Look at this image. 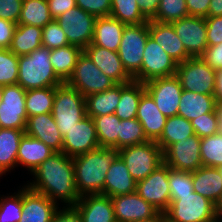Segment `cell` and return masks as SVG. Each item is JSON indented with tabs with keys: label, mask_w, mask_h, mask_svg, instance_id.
Returning a JSON list of instances; mask_svg holds the SVG:
<instances>
[{
	"label": "cell",
	"mask_w": 222,
	"mask_h": 222,
	"mask_svg": "<svg viewBox=\"0 0 222 222\" xmlns=\"http://www.w3.org/2000/svg\"><path fill=\"white\" fill-rule=\"evenodd\" d=\"M34 180L26 185L63 207L75 206L80 199L77 191L73 159L63 152H54L32 173ZM60 202V203H59Z\"/></svg>",
	"instance_id": "1"
},
{
	"label": "cell",
	"mask_w": 222,
	"mask_h": 222,
	"mask_svg": "<svg viewBox=\"0 0 222 222\" xmlns=\"http://www.w3.org/2000/svg\"><path fill=\"white\" fill-rule=\"evenodd\" d=\"M117 156L118 150L99 147L72 158L76 187L80 196L102 194L107 171Z\"/></svg>",
	"instance_id": "2"
},
{
	"label": "cell",
	"mask_w": 222,
	"mask_h": 222,
	"mask_svg": "<svg viewBox=\"0 0 222 222\" xmlns=\"http://www.w3.org/2000/svg\"><path fill=\"white\" fill-rule=\"evenodd\" d=\"M51 49L41 46L28 55L18 56V82L25 90L55 87L63 82L50 62Z\"/></svg>",
	"instance_id": "3"
},
{
	"label": "cell",
	"mask_w": 222,
	"mask_h": 222,
	"mask_svg": "<svg viewBox=\"0 0 222 222\" xmlns=\"http://www.w3.org/2000/svg\"><path fill=\"white\" fill-rule=\"evenodd\" d=\"M52 115L64 136L77 122L87 116L85 97L66 82L55 86Z\"/></svg>",
	"instance_id": "4"
},
{
	"label": "cell",
	"mask_w": 222,
	"mask_h": 222,
	"mask_svg": "<svg viewBox=\"0 0 222 222\" xmlns=\"http://www.w3.org/2000/svg\"><path fill=\"white\" fill-rule=\"evenodd\" d=\"M118 155L137 182L145 179L164 163L163 150L156 141L123 147L118 150Z\"/></svg>",
	"instance_id": "5"
},
{
	"label": "cell",
	"mask_w": 222,
	"mask_h": 222,
	"mask_svg": "<svg viewBox=\"0 0 222 222\" xmlns=\"http://www.w3.org/2000/svg\"><path fill=\"white\" fill-rule=\"evenodd\" d=\"M165 214L167 222H211L216 219L215 204L194 191L170 201Z\"/></svg>",
	"instance_id": "6"
},
{
	"label": "cell",
	"mask_w": 222,
	"mask_h": 222,
	"mask_svg": "<svg viewBox=\"0 0 222 222\" xmlns=\"http://www.w3.org/2000/svg\"><path fill=\"white\" fill-rule=\"evenodd\" d=\"M216 73L201 57L177 64L176 76L183 90L214 95Z\"/></svg>",
	"instance_id": "7"
},
{
	"label": "cell",
	"mask_w": 222,
	"mask_h": 222,
	"mask_svg": "<svg viewBox=\"0 0 222 222\" xmlns=\"http://www.w3.org/2000/svg\"><path fill=\"white\" fill-rule=\"evenodd\" d=\"M149 36V21L124 27L118 55L126 71L134 77L140 70L144 48Z\"/></svg>",
	"instance_id": "8"
},
{
	"label": "cell",
	"mask_w": 222,
	"mask_h": 222,
	"mask_svg": "<svg viewBox=\"0 0 222 222\" xmlns=\"http://www.w3.org/2000/svg\"><path fill=\"white\" fill-rule=\"evenodd\" d=\"M84 97L113 88L117 83L106 76L83 51L68 81Z\"/></svg>",
	"instance_id": "9"
},
{
	"label": "cell",
	"mask_w": 222,
	"mask_h": 222,
	"mask_svg": "<svg viewBox=\"0 0 222 222\" xmlns=\"http://www.w3.org/2000/svg\"><path fill=\"white\" fill-rule=\"evenodd\" d=\"M141 70L133 77L146 83L153 79L176 75L177 62L149 35L143 53Z\"/></svg>",
	"instance_id": "10"
},
{
	"label": "cell",
	"mask_w": 222,
	"mask_h": 222,
	"mask_svg": "<svg viewBox=\"0 0 222 222\" xmlns=\"http://www.w3.org/2000/svg\"><path fill=\"white\" fill-rule=\"evenodd\" d=\"M97 17L75 6L56 18L70 45L83 50L91 44Z\"/></svg>",
	"instance_id": "11"
},
{
	"label": "cell",
	"mask_w": 222,
	"mask_h": 222,
	"mask_svg": "<svg viewBox=\"0 0 222 222\" xmlns=\"http://www.w3.org/2000/svg\"><path fill=\"white\" fill-rule=\"evenodd\" d=\"M26 90L18 84L2 86L0 93L1 128L25 130L27 113Z\"/></svg>",
	"instance_id": "12"
},
{
	"label": "cell",
	"mask_w": 222,
	"mask_h": 222,
	"mask_svg": "<svg viewBox=\"0 0 222 222\" xmlns=\"http://www.w3.org/2000/svg\"><path fill=\"white\" fill-rule=\"evenodd\" d=\"M201 138L194 134L171 144L164 152V163L170 168L193 172L202 167L200 154Z\"/></svg>",
	"instance_id": "13"
},
{
	"label": "cell",
	"mask_w": 222,
	"mask_h": 222,
	"mask_svg": "<svg viewBox=\"0 0 222 222\" xmlns=\"http://www.w3.org/2000/svg\"><path fill=\"white\" fill-rule=\"evenodd\" d=\"M136 192L158 211L165 212L170 205L168 165L161 164L145 179L138 181Z\"/></svg>",
	"instance_id": "14"
},
{
	"label": "cell",
	"mask_w": 222,
	"mask_h": 222,
	"mask_svg": "<svg viewBox=\"0 0 222 222\" xmlns=\"http://www.w3.org/2000/svg\"><path fill=\"white\" fill-rule=\"evenodd\" d=\"M144 86L164 116H177L183 89L176 75L153 79Z\"/></svg>",
	"instance_id": "15"
},
{
	"label": "cell",
	"mask_w": 222,
	"mask_h": 222,
	"mask_svg": "<svg viewBox=\"0 0 222 222\" xmlns=\"http://www.w3.org/2000/svg\"><path fill=\"white\" fill-rule=\"evenodd\" d=\"M99 147L95 123L90 116H86L77 122L63 136L62 152L71 158Z\"/></svg>",
	"instance_id": "16"
},
{
	"label": "cell",
	"mask_w": 222,
	"mask_h": 222,
	"mask_svg": "<svg viewBox=\"0 0 222 222\" xmlns=\"http://www.w3.org/2000/svg\"><path fill=\"white\" fill-rule=\"evenodd\" d=\"M172 25L188 55L201 57L208 47L205 18L187 16L172 22Z\"/></svg>",
	"instance_id": "17"
},
{
	"label": "cell",
	"mask_w": 222,
	"mask_h": 222,
	"mask_svg": "<svg viewBox=\"0 0 222 222\" xmlns=\"http://www.w3.org/2000/svg\"><path fill=\"white\" fill-rule=\"evenodd\" d=\"M111 199L117 222H140L153 218L160 212L136 191L111 197Z\"/></svg>",
	"instance_id": "18"
},
{
	"label": "cell",
	"mask_w": 222,
	"mask_h": 222,
	"mask_svg": "<svg viewBox=\"0 0 222 222\" xmlns=\"http://www.w3.org/2000/svg\"><path fill=\"white\" fill-rule=\"evenodd\" d=\"M59 206L46 195L22 186V215L19 222H51Z\"/></svg>",
	"instance_id": "19"
},
{
	"label": "cell",
	"mask_w": 222,
	"mask_h": 222,
	"mask_svg": "<svg viewBox=\"0 0 222 222\" xmlns=\"http://www.w3.org/2000/svg\"><path fill=\"white\" fill-rule=\"evenodd\" d=\"M83 51L106 76L113 79L117 84L128 83L134 80L124 68L118 52L98 45H88Z\"/></svg>",
	"instance_id": "20"
},
{
	"label": "cell",
	"mask_w": 222,
	"mask_h": 222,
	"mask_svg": "<svg viewBox=\"0 0 222 222\" xmlns=\"http://www.w3.org/2000/svg\"><path fill=\"white\" fill-rule=\"evenodd\" d=\"M25 134L42 141L55 152H62L63 136L58 129L52 113L28 117Z\"/></svg>",
	"instance_id": "21"
},
{
	"label": "cell",
	"mask_w": 222,
	"mask_h": 222,
	"mask_svg": "<svg viewBox=\"0 0 222 222\" xmlns=\"http://www.w3.org/2000/svg\"><path fill=\"white\" fill-rule=\"evenodd\" d=\"M83 222H117L111 197L104 194L81 196L74 206Z\"/></svg>",
	"instance_id": "22"
},
{
	"label": "cell",
	"mask_w": 222,
	"mask_h": 222,
	"mask_svg": "<svg viewBox=\"0 0 222 222\" xmlns=\"http://www.w3.org/2000/svg\"><path fill=\"white\" fill-rule=\"evenodd\" d=\"M136 118L149 141H157L161 137L167 117L161 113L147 91L140 98Z\"/></svg>",
	"instance_id": "23"
},
{
	"label": "cell",
	"mask_w": 222,
	"mask_h": 222,
	"mask_svg": "<svg viewBox=\"0 0 222 222\" xmlns=\"http://www.w3.org/2000/svg\"><path fill=\"white\" fill-rule=\"evenodd\" d=\"M137 181L130 175L126 164L118 155L110 165L102 194L109 197L129 194L136 191Z\"/></svg>",
	"instance_id": "24"
},
{
	"label": "cell",
	"mask_w": 222,
	"mask_h": 222,
	"mask_svg": "<svg viewBox=\"0 0 222 222\" xmlns=\"http://www.w3.org/2000/svg\"><path fill=\"white\" fill-rule=\"evenodd\" d=\"M149 35L170 55L177 63L191 58L178 38L172 23L149 21Z\"/></svg>",
	"instance_id": "25"
},
{
	"label": "cell",
	"mask_w": 222,
	"mask_h": 222,
	"mask_svg": "<svg viewBox=\"0 0 222 222\" xmlns=\"http://www.w3.org/2000/svg\"><path fill=\"white\" fill-rule=\"evenodd\" d=\"M54 152L42 141L24 134L18 148L17 167L21 165L31 174Z\"/></svg>",
	"instance_id": "26"
},
{
	"label": "cell",
	"mask_w": 222,
	"mask_h": 222,
	"mask_svg": "<svg viewBox=\"0 0 222 222\" xmlns=\"http://www.w3.org/2000/svg\"><path fill=\"white\" fill-rule=\"evenodd\" d=\"M194 192L209 199L214 204L222 196V174L220 168L202 166L192 172Z\"/></svg>",
	"instance_id": "27"
},
{
	"label": "cell",
	"mask_w": 222,
	"mask_h": 222,
	"mask_svg": "<svg viewBox=\"0 0 222 222\" xmlns=\"http://www.w3.org/2000/svg\"><path fill=\"white\" fill-rule=\"evenodd\" d=\"M124 27L123 23L111 16L97 17L90 45L118 52Z\"/></svg>",
	"instance_id": "28"
},
{
	"label": "cell",
	"mask_w": 222,
	"mask_h": 222,
	"mask_svg": "<svg viewBox=\"0 0 222 222\" xmlns=\"http://www.w3.org/2000/svg\"><path fill=\"white\" fill-rule=\"evenodd\" d=\"M216 108L214 95L183 90L177 115L191 121L202 114L215 111Z\"/></svg>",
	"instance_id": "29"
},
{
	"label": "cell",
	"mask_w": 222,
	"mask_h": 222,
	"mask_svg": "<svg viewBox=\"0 0 222 222\" xmlns=\"http://www.w3.org/2000/svg\"><path fill=\"white\" fill-rule=\"evenodd\" d=\"M25 130L0 129V177L17 167L20 140Z\"/></svg>",
	"instance_id": "30"
},
{
	"label": "cell",
	"mask_w": 222,
	"mask_h": 222,
	"mask_svg": "<svg viewBox=\"0 0 222 222\" xmlns=\"http://www.w3.org/2000/svg\"><path fill=\"white\" fill-rule=\"evenodd\" d=\"M145 91L144 83L139 81L120 84V99L114 114L120 120L136 118L138 104Z\"/></svg>",
	"instance_id": "31"
},
{
	"label": "cell",
	"mask_w": 222,
	"mask_h": 222,
	"mask_svg": "<svg viewBox=\"0 0 222 222\" xmlns=\"http://www.w3.org/2000/svg\"><path fill=\"white\" fill-rule=\"evenodd\" d=\"M42 46V28L17 24L9 50L17 56L28 55Z\"/></svg>",
	"instance_id": "32"
},
{
	"label": "cell",
	"mask_w": 222,
	"mask_h": 222,
	"mask_svg": "<svg viewBox=\"0 0 222 222\" xmlns=\"http://www.w3.org/2000/svg\"><path fill=\"white\" fill-rule=\"evenodd\" d=\"M120 99V84L85 97L86 115L92 118L114 114Z\"/></svg>",
	"instance_id": "33"
},
{
	"label": "cell",
	"mask_w": 222,
	"mask_h": 222,
	"mask_svg": "<svg viewBox=\"0 0 222 222\" xmlns=\"http://www.w3.org/2000/svg\"><path fill=\"white\" fill-rule=\"evenodd\" d=\"M82 52L83 49L76 45L51 49L50 62L54 72L62 82L68 81Z\"/></svg>",
	"instance_id": "34"
},
{
	"label": "cell",
	"mask_w": 222,
	"mask_h": 222,
	"mask_svg": "<svg viewBox=\"0 0 222 222\" xmlns=\"http://www.w3.org/2000/svg\"><path fill=\"white\" fill-rule=\"evenodd\" d=\"M194 129L191 122L181 116L168 117L161 137L156 143L163 152L173 143L194 135Z\"/></svg>",
	"instance_id": "35"
},
{
	"label": "cell",
	"mask_w": 222,
	"mask_h": 222,
	"mask_svg": "<svg viewBox=\"0 0 222 222\" xmlns=\"http://www.w3.org/2000/svg\"><path fill=\"white\" fill-rule=\"evenodd\" d=\"M52 20L47 0H23L18 24L43 28Z\"/></svg>",
	"instance_id": "36"
},
{
	"label": "cell",
	"mask_w": 222,
	"mask_h": 222,
	"mask_svg": "<svg viewBox=\"0 0 222 222\" xmlns=\"http://www.w3.org/2000/svg\"><path fill=\"white\" fill-rule=\"evenodd\" d=\"M55 87L26 90L25 106L28 117L52 113Z\"/></svg>",
	"instance_id": "37"
},
{
	"label": "cell",
	"mask_w": 222,
	"mask_h": 222,
	"mask_svg": "<svg viewBox=\"0 0 222 222\" xmlns=\"http://www.w3.org/2000/svg\"><path fill=\"white\" fill-rule=\"evenodd\" d=\"M100 147L118 150L120 119L115 114L93 118Z\"/></svg>",
	"instance_id": "38"
},
{
	"label": "cell",
	"mask_w": 222,
	"mask_h": 222,
	"mask_svg": "<svg viewBox=\"0 0 222 222\" xmlns=\"http://www.w3.org/2000/svg\"><path fill=\"white\" fill-rule=\"evenodd\" d=\"M110 16L125 26L148 22L141 14L137 0H111Z\"/></svg>",
	"instance_id": "39"
},
{
	"label": "cell",
	"mask_w": 222,
	"mask_h": 222,
	"mask_svg": "<svg viewBox=\"0 0 222 222\" xmlns=\"http://www.w3.org/2000/svg\"><path fill=\"white\" fill-rule=\"evenodd\" d=\"M202 166L222 167V132L201 138Z\"/></svg>",
	"instance_id": "40"
},
{
	"label": "cell",
	"mask_w": 222,
	"mask_h": 222,
	"mask_svg": "<svg viewBox=\"0 0 222 222\" xmlns=\"http://www.w3.org/2000/svg\"><path fill=\"white\" fill-rule=\"evenodd\" d=\"M149 141L144 134L143 127L137 118L120 120L118 132V150L123 147L141 144Z\"/></svg>",
	"instance_id": "41"
},
{
	"label": "cell",
	"mask_w": 222,
	"mask_h": 222,
	"mask_svg": "<svg viewBox=\"0 0 222 222\" xmlns=\"http://www.w3.org/2000/svg\"><path fill=\"white\" fill-rule=\"evenodd\" d=\"M189 16L185 0H160L153 21L172 23Z\"/></svg>",
	"instance_id": "42"
},
{
	"label": "cell",
	"mask_w": 222,
	"mask_h": 222,
	"mask_svg": "<svg viewBox=\"0 0 222 222\" xmlns=\"http://www.w3.org/2000/svg\"><path fill=\"white\" fill-rule=\"evenodd\" d=\"M168 182L170 201H175L179 195L191 194L193 190L192 172L179 171L168 166Z\"/></svg>",
	"instance_id": "43"
},
{
	"label": "cell",
	"mask_w": 222,
	"mask_h": 222,
	"mask_svg": "<svg viewBox=\"0 0 222 222\" xmlns=\"http://www.w3.org/2000/svg\"><path fill=\"white\" fill-rule=\"evenodd\" d=\"M12 195H0V222H19L22 215V187Z\"/></svg>",
	"instance_id": "44"
},
{
	"label": "cell",
	"mask_w": 222,
	"mask_h": 222,
	"mask_svg": "<svg viewBox=\"0 0 222 222\" xmlns=\"http://www.w3.org/2000/svg\"><path fill=\"white\" fill-rule=\"evenodd\" d=\"M18 82V56L9 49L0 48V86Z\"/></svg>",
	"instance_id": "45"
},
{
	"label": "cell",
	"mask_w": 222,
	"mask_h": 222,
	"mask_svg": "<svg viewBox=\"0 0 222 222\" xmlns=\"http://www.w3.org/2000/svg\"><path fill=\"white\" fill-rule=\"evenodd\" d=\"M66 45H70L65 32L60 27L56 19H53L50 23L46 24L42 28V46L55 49Z\"/></svg>",
	"instance_id": "46"
},
{
	"label": "cell",
	"mask_w": 222,
	"mask_h": 222,
	"mask_svg": "<svg viewBox=\"0 0 222 222\" xmlns=\"http://www.w3.org/2000/svg\"><path fill=\"white\" fill-rule=\"evenodd\" d=\"M190 122L195 134L200 138L208 137L221 131L219 128V118L216 110L202 114Z\"/></svg>",
	"instance_id": "47"
},
{
	"label": "cell",
	"mask_w": 222,
	"mask_h": 222,
	"mask_svg": "<svg viewBox=\"0 0 222 222\" xmlns=\"http://www.w3.org/2000/svg\"><path fill=\"white\" fill-rule=\"evenodd\" d=\"M76 6L96 17L110 16L111 0H76Z\"/></svg>",
	"instance_id": "48"
},
{
	"label": "cell",
	"mask_w": 222,
	"mask_h": 222,
	"mask_svg": "<svg viewBox=\"0 0 222 222\" xmlns=\"http://www.w3.org/2000/svg\"><path fill=\"white\" fill-rule=\"evenodd\" d=\"M23 0H0V18L18 24Z\"/></svg>",
	"instance_id": "49"
},
{
	"label": "cell",
	"mask_w": 222,
	"mask_h": 222,
	"mask_svg": "<svg viewBox=\"0 0 222 222\" xmlns=\"http://www.w3.org/2000/svg\"><path fill=\"white\" fill-rule=\"evenodd\" d=\"M207 27L208 46L217 45L222 42V16L205 18Z\"/></svg>",
	"instance_id": "50"
},
{
	"label": "cell",
	"mask_w": 222,
	"mask_h": 222,
	"mask_svg": "<svg viewBox=\"0 0 222 222\" xmlns=\"http://www.w3.org/2000/svg\"><path fill=\"white\" fill-rule=\"evenodd\" d=\"M201 58L215 71L222 69V42L208 46Z\"/></svg>",
	"instance_id": "51"
},
{
	"label": "cell",
	"mask_w": 222,
	"mask_h": 222,
	"mask_svg": "<svg viewBox=\"0 0 222 222\" xmlns=\"http://www.w3.org/2000/svg\"><path fill=\"white\" fill-rule=\"evenodd\" d=\"M62 208V209H61ZM51 222H83L74 206L59 207Z\"/></svg>",
	"instance_id": "52"
},
{
	"label": "cell",
	"mask_w": 222,
	"mask_h": 222,
	"mask_svg": "<svg viewBox=\"0 0 222 222\" xmlns=\"http://www.w3.org/2000/svg\"><path fill=\"white\" fill-rule=\"evenodd\" d=\"M17 24L0 18V48L9 49Z\"/></svg>",
	"instance_id": "53"
},
{
	"label": "cell",
	"mask_w": 222,
	"mask_h": 222,
	"mask_svg": "<svg viewBox=\"0 0 222 222\" xmlns=\"http://www.w3.org/2000/svg\"><path fill=\"white\" fill-rule=\"evenodd\" d=\"M189 16L207 18L210 0H185Z\"/></svg>",
	"instance_id": "54"
},
{
	"label": "cell",
	"mask_w": 222,
	"mask_h": 222,
	"mask_svg": "<svg viewBox=\"0 0 222 222\" xmlns=\"http://www.w3.org/2000/svg\"><path fill=\"white\" fill-rule=\"evenodd\" d=\"M47 2L53 19L76 6V0H47Z\"/></svg>",
	"instance_id": "55"
},
{
	"label": "cell",
	"mask_w": 222,
	"mask_h": 222,
	"mask_svg": "<svg viewBox=\"0 0 222 222\" xmlns=\"http://www.w3.org/2000/svg\"><path fill=\"white\" fill-rule=\"evenodd\" d=\"M137 3L141 10V14L147 21H151L155 18L160 0H137Z\"/></svg>",
	"instance_id": "56"
},
{
	"label": "cell",
	"mask_w": 222,
	"mask_h": 222,
	"mask_svg": "<svg viewBox=\"0 0 222 222\" xmlns=\"http://www.w3.org/2000/svg\"><path fill=\"white\" fill-rule=\"evenodd\" d=\"M214 97L216 99V103L222 102V69L218 70L216 73Z\"/></svg>",
	"instance_id": "57"
},
{
	"label": "cell",
	"mask_w": 222,
	"mask_h": 222,
	"mask_svg": "<svg viewBox=\"0 0 222 222\" xmlns=\"http://www.w3.org/2000/svg\"><path fill=\"white\" fill-rule=\"evenodd\" d=\"M222 16V0H210L207 17Z\"/></svg>",
	"instance_id": "58"
},
{
	"label": "cell",
	"mask_w": 222,
	"mask_h": 222,
	"mask_svg": "<svg viewBox=\"0 0 222 222\" xmlns=\"http://www.w3.org/2000/svg\"><path fill=\"white\" fill-rule=\"evenodd\" d=\"M140 222H167V217H166L165 212H159L153 218L143 220V221H140Z\"/></svg>",
	"instance_id": "59"
},
{
	"label": "cell",
	"mask_w": 222,
	"mask_h": 222,
	"mask_svg": "<svg viewBox=\"0 0 222 222\" xmlns=\"http://www.w3.org/2000/svg\"><path fill=\"white\" fill-rule=\"evenodd\" d=\"M215 214H216V219L222 221V196L215 204Z\"/></svg>",
	"instance_id": "60"
},
{
	"label": "cell",
	"mask_w": 222,
	"mask_h": 222,
	"mask_svg": "<svg viewBox=\"0 0 222 222\" xmlns=\"http://www.w3.org/2000/svg\"><path fill=\"white\" fill-rule=\"evenodd\" d=\"M218 118H219V128L220 130L222 129V102L217 103V108H216Z\"/></svg>",
	"instance_id": "61"
},
{
	"label": "cell",
	"mask_w": 222,
	"mask_h": 222,
	"mask_svg": "<svg viewBox=\"0 0 222 222\" xmlns=\"http://www.w3.org/2000/svg\"><path fill=\"white\" fill-rule=\"evenodd\" d=\"M211 222H222V221H220V220H218V219H215V220H213V221H211Z\"/></svg>",
	"instance_id": "62"
}]
</instances>
